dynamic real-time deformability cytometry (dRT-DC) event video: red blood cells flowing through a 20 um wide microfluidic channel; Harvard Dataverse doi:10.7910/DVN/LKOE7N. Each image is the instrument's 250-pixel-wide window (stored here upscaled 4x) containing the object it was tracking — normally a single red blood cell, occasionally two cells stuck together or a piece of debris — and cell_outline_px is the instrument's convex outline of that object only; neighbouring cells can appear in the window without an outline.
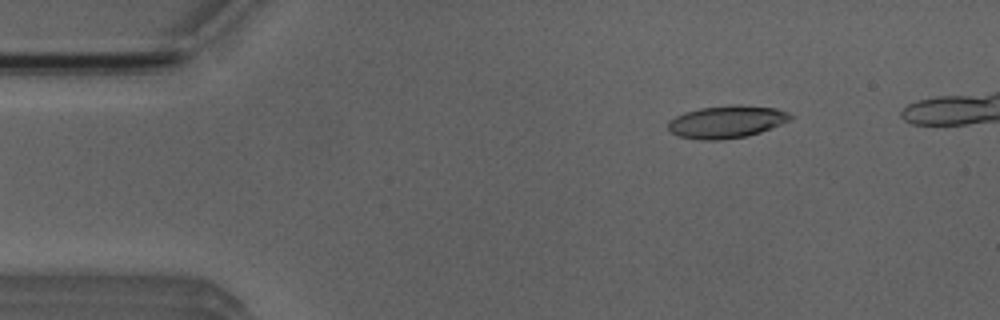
{"species": "Egyptian fruit bat (a non-hibernating species)", "species_latin": "Rousettus aegyptiacus", "temperature_condition": "room temperature", "stored_images_in_passage": 4, "camera_frame_rate_fps": 3000, "um_per_image_px": 0.085, "animal": {"sex": "male"}, "frame": {"image": 1, "passage_image": 1, "time_ms": 0.0, "image_size_px": [1000, 320], "cell_outline_px": [[792, 120], [760, 132], [748, 136], [720, 140], [700, 140], [680, 136], [668, 132], [668, 120], [684, 112], [700, 108], [732, 104], [740, 104], [776, 108], [788, 112], [792, 116]], "centroid_in_image_um": [61.76, 10.35], "position_along_channel_um": 23.2, "area_um2": 23.41}}